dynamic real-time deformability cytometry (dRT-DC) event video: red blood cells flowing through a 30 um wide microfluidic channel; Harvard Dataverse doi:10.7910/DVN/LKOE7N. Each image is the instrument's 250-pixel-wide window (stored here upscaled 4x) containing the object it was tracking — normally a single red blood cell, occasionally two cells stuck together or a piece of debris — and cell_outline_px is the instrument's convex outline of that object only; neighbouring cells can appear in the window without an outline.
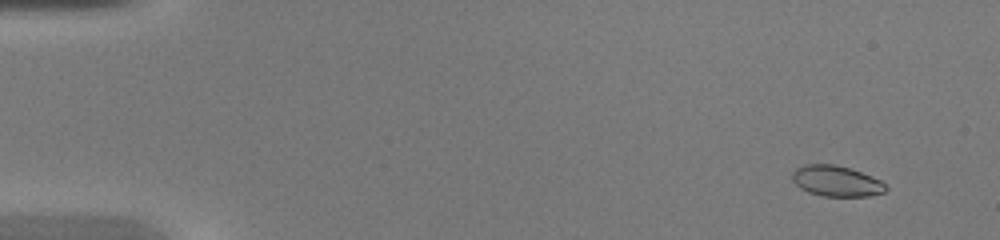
{"species": "common noctule bat (a hibernating species)", "species_latin": "Nyctalus noctula", "temperature_condition": "warm", "stored_images_in_passage": 49, "camera_frame_rate_fps": 3000, "um_per_image_px": 0.085, "animal": {"sex": "female", "body_mass_g": 20.0, "forearm_length_mm": 54.0}, "frame": {"image": 1, "passage_image": 4, "time_ms": 1.0, "image_size_px": [1000, 240], "cell_outline_px": [[888, 188], [884, 192], [868, 196], [820, 196], [808, 192], [800, 188], [792, 180], [792, 172], [796, 168], [804, 164], [832, 164], [848, 168], [872, 176], [880, 180]], "centroid_in_image_um": [71.06, 15.39], "position_along_channel_um": 13.9, "area_um2": 16.7}}
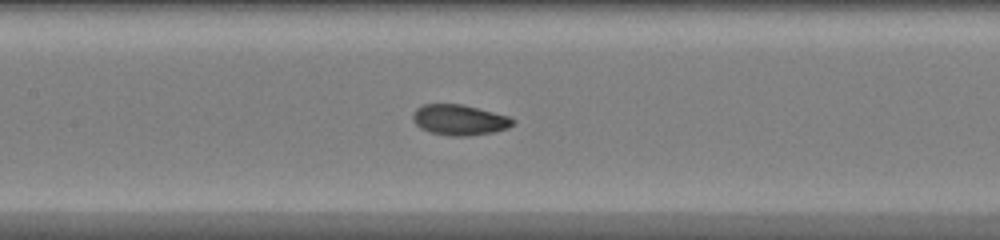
{"frame": {"image": 2, "passage_image": 24, "time_ms": 7.667, "image_size_px": [1000, 240], "cell_outline_px": [[516, 120], [508, 128], [496, 132], [468, 136], [452, 136], [428, 132], [420, 128], [412, 120], [412, 116], [416, 108], [424, 104], [464, 104], [508, 116]], "centroid_in_image_um": [39.04, 10.19], "position_along_channel_um": 168.4, "area_um2": 17.98}}
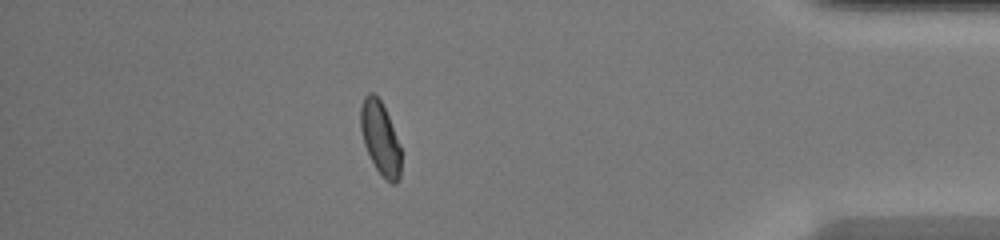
{"frame": {"image": 3, "passage_image": 43, "time_ms": 14.0, "image_size_px": [1000, 240], "cell_outline_px": [[400, 180], [396, 184], [392, 184], [376, 168], [364, 144], [360, 128], [360, 108], [364, 96], [368, 92], [372, 92], [380, 100], [388, 116], [400, 144]], "centroid_in_image_um": [32.32, 11.72], "position_along_channel_um": 402.9, "area_um2": 16.99}, "authors_computed_cell_mechanics": {"area_um2": 17.5134, "velocity_mm_per_s": 4.3289, "shape_relaxation_time_tau1_ms": 3.2315, "shape_relaxation_time_tau2_ms": 0.6649, "deformation_change_tau1": 0.1431, "deformation_change_tau2": 0.0468}}